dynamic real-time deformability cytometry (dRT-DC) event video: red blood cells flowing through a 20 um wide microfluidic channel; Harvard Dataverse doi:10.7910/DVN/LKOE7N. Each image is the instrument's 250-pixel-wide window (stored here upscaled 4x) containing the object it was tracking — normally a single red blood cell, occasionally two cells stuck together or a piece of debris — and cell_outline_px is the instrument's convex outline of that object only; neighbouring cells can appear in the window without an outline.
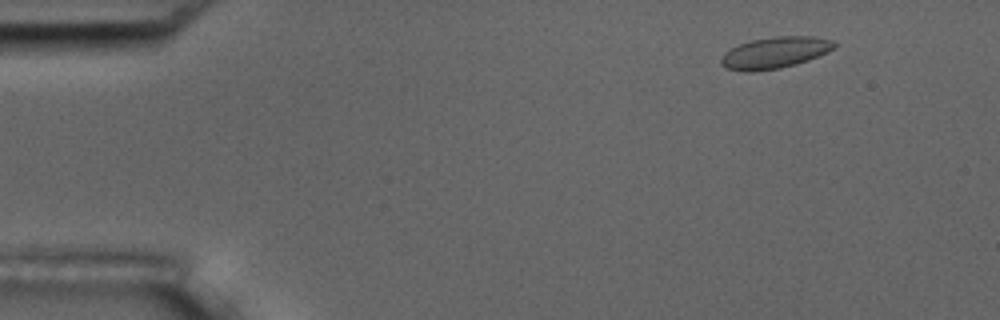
{"species": "common noctule bat (a hibernating species)", "species_latin": "Nyctalus noctula", "temperature_condition": "room temperature", "stored_images_in_passage": 4, "camera_frame_rate_fps": 3000, "um_per_image_px": 0.085, "animal": {"sex": "male", "body_mass_g": 17.5, "forearm_length_mm": 52.3}, "frame": {"image": 1, "passage_image": 2, "time_ms": 1.333, "image_size_px": [1000, 320], "cell_outline_px": [[840, 44], [836, 48], [828, 52], [808, 60], [796, 64], [780, 68], [752, 72], [744, 72], [724, 68], [720, 64], [720, 60], [724, 52], [740, 44], [752, 40], [776, 36], [816, 36], [832, 40]], "centroid_in_image_um": [65.89, 4.48], "position_along_channel_um": 19.1, "area_um2": 21.04}}